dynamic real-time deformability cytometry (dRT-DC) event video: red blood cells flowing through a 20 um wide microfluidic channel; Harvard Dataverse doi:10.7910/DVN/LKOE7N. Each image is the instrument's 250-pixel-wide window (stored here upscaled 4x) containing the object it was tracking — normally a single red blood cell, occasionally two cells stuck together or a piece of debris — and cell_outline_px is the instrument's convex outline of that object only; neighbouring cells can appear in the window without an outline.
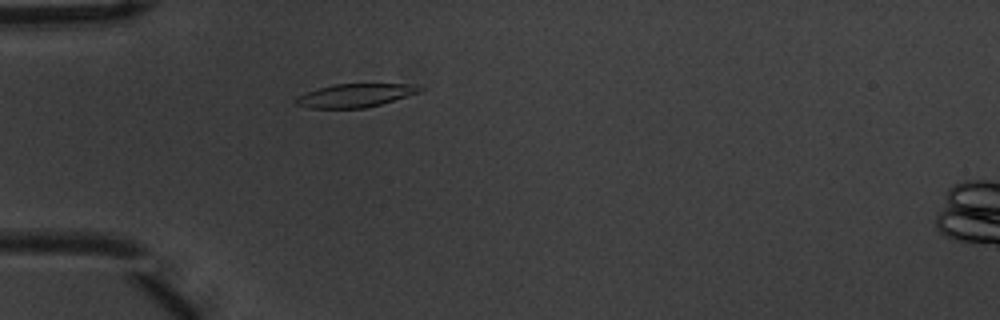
{"species": "common noctule bat (a hibernating species)", "species_latin": "Nyctalus noctula", "temperature_condition": "warm", "stored_images_in_passage": 3, "camera_frame_rate_fps": 3000, "um_per_image_px": 0.085, "animal": {"sex": "male", "body_mass_g": 20.1, "forearm_length_mm": 53.5}, "frame": {"image": 1, "passage_image": 3, "time_ms": 0.667, "image_size_px": [1000, 320], "cell_outline_px": [[424, 88], [420, 92], [380, 104], [364, 108], [308, 108], [296, 104], [296, 96], [320, 88], [336, 84], [416, 84]], "centroid_in_image_um": [30.21, 8.11], "position_along_channel_um": 54.8, "area_um2": 16.65}}